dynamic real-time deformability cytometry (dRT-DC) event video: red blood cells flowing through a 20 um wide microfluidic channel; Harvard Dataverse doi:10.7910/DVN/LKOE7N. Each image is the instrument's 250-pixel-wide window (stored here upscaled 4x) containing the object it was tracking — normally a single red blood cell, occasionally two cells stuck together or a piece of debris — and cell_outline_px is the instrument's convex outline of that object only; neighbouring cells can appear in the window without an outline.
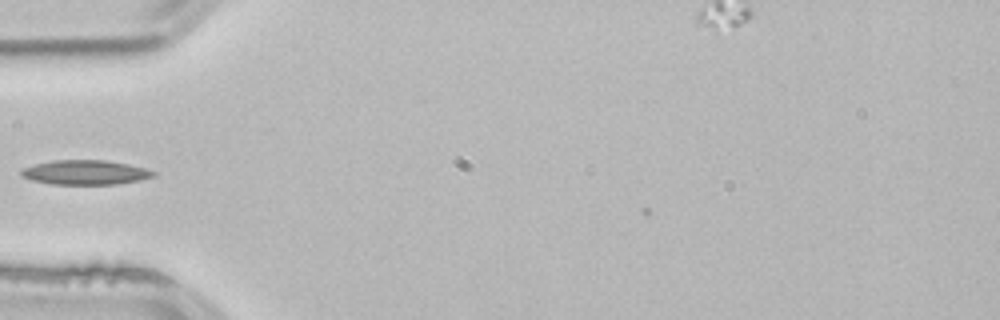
{"species": "common noctule bat (a hibernating species)", "species_latin": "Nyctalus noctula", "temperature_condition": "room temperature", "stored_images_in_passage": 1, "camera_frame_rate_fps": 3000, "um_per_image_px": 0.085, "animal": {"sex": "male", "body_mass_g": 21.5, "forearm_length_mm": 52.0}, "frame": {"image": 1, "passage_image": 1, "time_ms": 0.0, "image_size_px": [1000, 320], "cell_outline_px": [[156, 176], [140, 180], [116, 184], [52, 184], [32, 180], [20, 176], [20, 172], [24, 168], [36, 164], [52, 160], [108, 160], [128, 164], [144, 168], [156, 172]], "centroid_in_image_um": [7.26, 14.65], "position_along_channel_um": 77.7, "area_um2": 18.84}}